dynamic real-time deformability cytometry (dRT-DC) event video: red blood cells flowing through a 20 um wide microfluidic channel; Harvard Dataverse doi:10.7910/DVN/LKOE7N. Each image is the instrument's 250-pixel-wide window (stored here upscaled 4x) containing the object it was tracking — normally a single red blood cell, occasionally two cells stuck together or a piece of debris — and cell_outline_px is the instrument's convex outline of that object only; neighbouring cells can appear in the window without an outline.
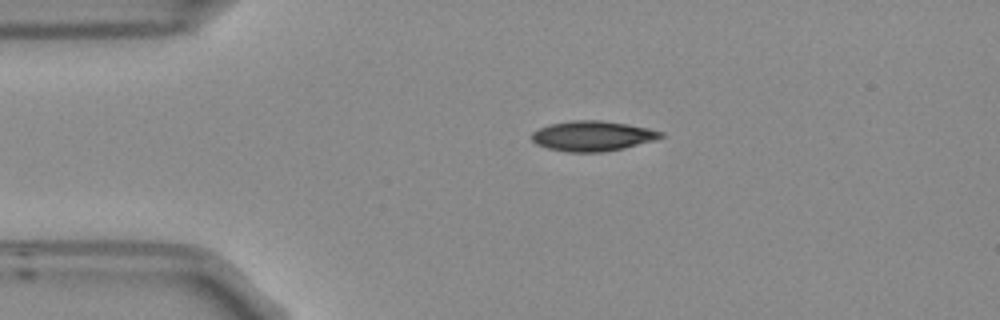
{"species": "Egyptian fruit bat (a non-hibernating species)", "species_latin": "Rousettus aegyptiacus", "temperature_condition": "room temperature", "stored_images_in_passage": 43, "camera_frame_rate_fps": 3000, "um_per_image_px": 0.085, "frame": {"image": 1, "passage_image": 1, "time_ms": 0.0, "image_size_px": [1000, 320], "cell_outline_px": [[664, 136], [656, 140], [624, 148], [604, 152], [568, 152], [548, 148], [536, 144], [532, 140], [532, 132], [548, 124], [572, 120], [600, 120], [648, 128], [664, 132]], "centroid_in_image_um": [50.37, 11.56], "position_along_channel_um": 34.6, "area_um2": 22.66}}
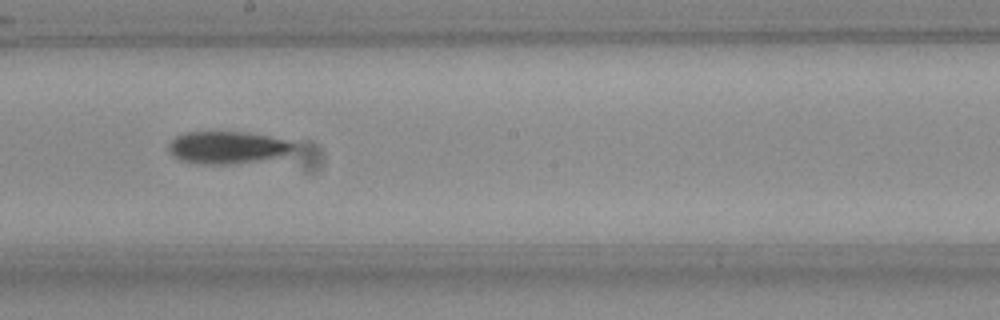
{"frame": {"image": 2, "passage_image": 19, "time_ms": 6.0, "image_size_px": [1000, 320], "cell_outline_px": [[296, 148], [284, 156], [228, 164], [204, 164], [180, 160], [168, 152], [168, 144], [176, 136], [184, 132], [244, 132], [268, 136], [288, 140], [296, 144]], "centroid_in_image_um": [19.32, 12.52], "position_along_channel_um": 228.9, "area_um2": 23.52}}
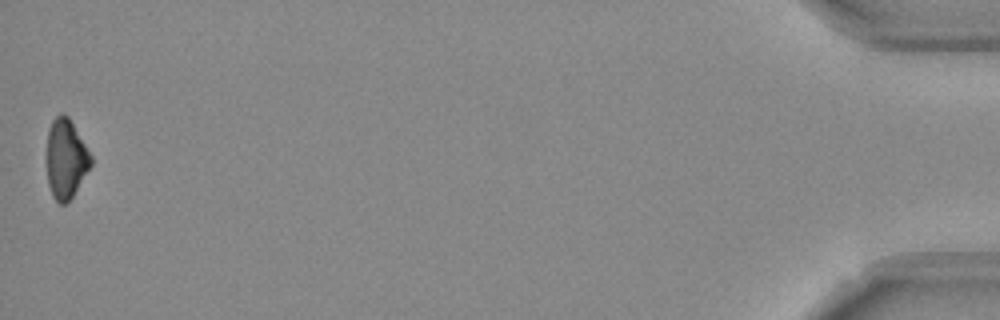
{"frame": {"image": 3, "passage_image": 43, "time_ms": 14.0, "image_size_px": [1000, 320], "cell_outline_px": [[92, 164], [72, 196], [64, 204], [60, 204], [52, 196], [48, 184], [48, 128], [52, 120], [60, 112], [64, 112], [68, 116], [92, 156]], "centroid_in_image_um": [5.6, 13.47], "position_along_channel_um": 429.6, "area_um2": 20.11}, "authors_computed_cell_mechanics": {"area_um2": 22.5998, "velocity_mm_per_s": 3.7835, "shape_relaxation_time_tau1_ms": 4.3872, "shape_relaxation_time_tau2_ms": null, "deformation_change_tau1": 0.1289, "deformation_change_tau2": null}}